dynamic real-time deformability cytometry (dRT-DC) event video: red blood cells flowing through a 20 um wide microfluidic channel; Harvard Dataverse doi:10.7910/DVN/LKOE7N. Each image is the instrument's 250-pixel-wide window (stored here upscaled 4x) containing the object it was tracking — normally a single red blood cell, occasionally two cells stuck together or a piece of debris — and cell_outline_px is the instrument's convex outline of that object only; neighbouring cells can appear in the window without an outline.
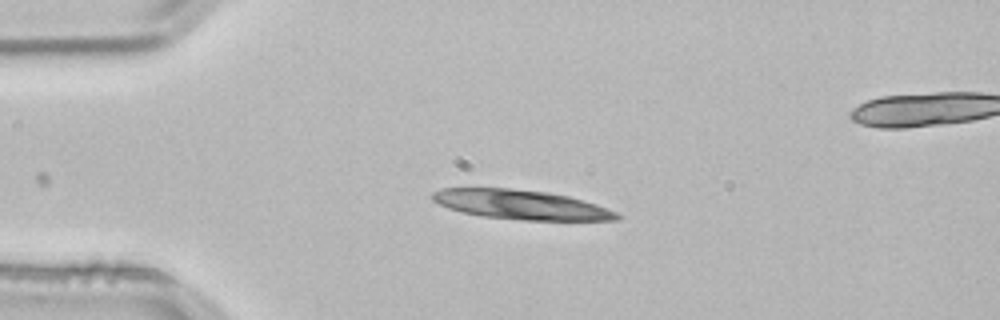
{"species": "common noctule bat (a hibernating species)", "species_latin": "Nyctalus noctula", "temperature_condition": "room temperature", "stored_images_in_passage": 9, "camera_frame_rate_fps": 3000, "um_per_image_px": 0.085, "animal": {"sex": "male", "body_mass_g": 21.5, "forearm_length_mm": 52.0}, "frame": {"image": 1, "passage_image": 1, "time_ms": 0.0, "image_size_px": [1000, 320], "cell_outline_px": [[620, 220], [524, 220], [484, 216], [464, 212], [448, 208], [432, 200], [432, 192], [440, 188], [512, 188], [548, 192], [568, 196], [596, 204], [616, 212], [620, 216]], "centroid_in_image_um": [44.28, 17.39], "position_along_channel_um": 40.7, "area_um2": 31.44}}